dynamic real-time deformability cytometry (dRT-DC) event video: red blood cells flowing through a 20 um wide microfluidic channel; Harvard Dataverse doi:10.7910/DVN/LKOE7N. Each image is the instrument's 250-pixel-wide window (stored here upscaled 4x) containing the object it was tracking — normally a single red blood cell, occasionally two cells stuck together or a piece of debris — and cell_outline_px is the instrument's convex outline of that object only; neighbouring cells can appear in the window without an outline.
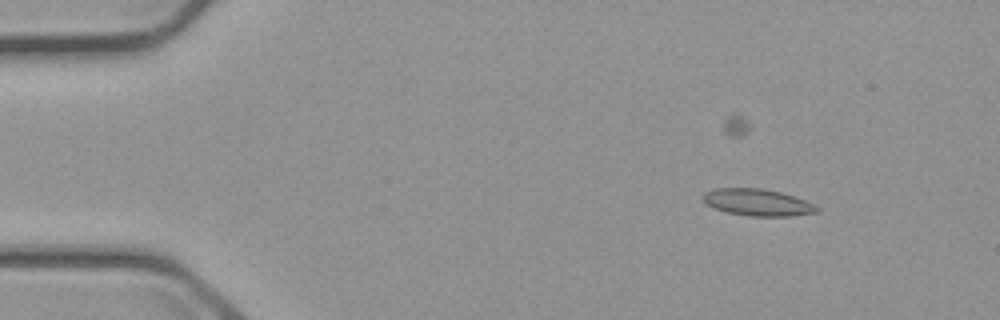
{"species": "common noctule bat (a hibernating species)", "species_latin": "Nyctalus noctula", "temperature_condition": "cold", "stored_images_in_passage": 4, "camera_frame_rate_fps": 3000, "um_per_image_px": 0.085, "animal": {"sex": "male", "body_mass_g": 23.1, "forearm_length_mm": 52.7}, "frame": {"image": 1, "passage_image": 1, "time_ms": 0.0, "image_size_px": [1000, 320], "cell_outline_px": [[820, 212], [792, 216], [752, 216], [728, 212], [704, 204], [704, 192], [712, 188], [760, 188], [780, 192], [804, 200], [820, 208]], "centroid_in_image_um": [64.39, 17.2], "position_along_channel_um": 20.6, "area_um2": 17.69}}